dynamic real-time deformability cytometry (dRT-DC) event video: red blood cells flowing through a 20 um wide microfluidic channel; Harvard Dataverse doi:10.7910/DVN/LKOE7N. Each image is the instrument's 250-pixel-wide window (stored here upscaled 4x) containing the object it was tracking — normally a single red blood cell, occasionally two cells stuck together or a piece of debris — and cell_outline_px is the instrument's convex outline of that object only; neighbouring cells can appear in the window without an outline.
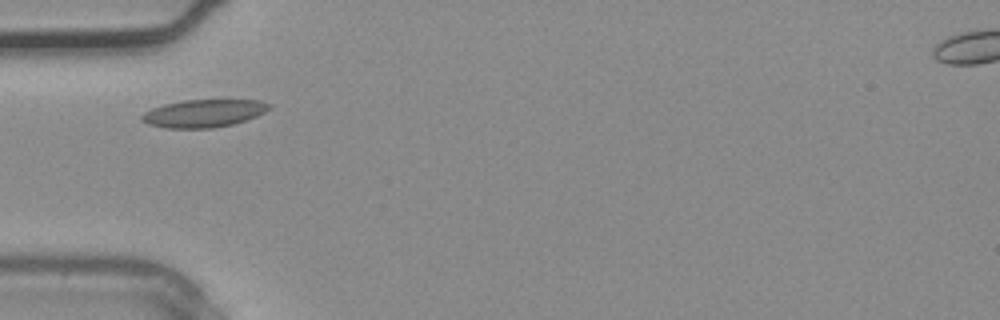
{"species": "common noctule bat (a hibernating species)", "species_latin": "Nyctalus noctula", "temperature_condition": "warm", "stored_images_in_passage": 1, "camera_frame_rate_fps": 3000, "um_per_image_px": 0.085, "animal": {"sex": "male", "body_mass_g": 20.4}, "frame": {"image": 1, "passage_image": 1, "time_ms": 0.0, "image_size_px": [1000, 320], "cell_outline_px": [[272, 108], [256, 116], [232, 124], [212, 128], [164, 128], [148, 124], [140, 120], [140, 116], [144, 112], [152, 108], [164, 104], [184, 100], [260, 100], [272, 104]], "centroid_in_image_um": [17.3, 9.63], "position_along_channel_um": 67.7, "area_um2": 20.63}}